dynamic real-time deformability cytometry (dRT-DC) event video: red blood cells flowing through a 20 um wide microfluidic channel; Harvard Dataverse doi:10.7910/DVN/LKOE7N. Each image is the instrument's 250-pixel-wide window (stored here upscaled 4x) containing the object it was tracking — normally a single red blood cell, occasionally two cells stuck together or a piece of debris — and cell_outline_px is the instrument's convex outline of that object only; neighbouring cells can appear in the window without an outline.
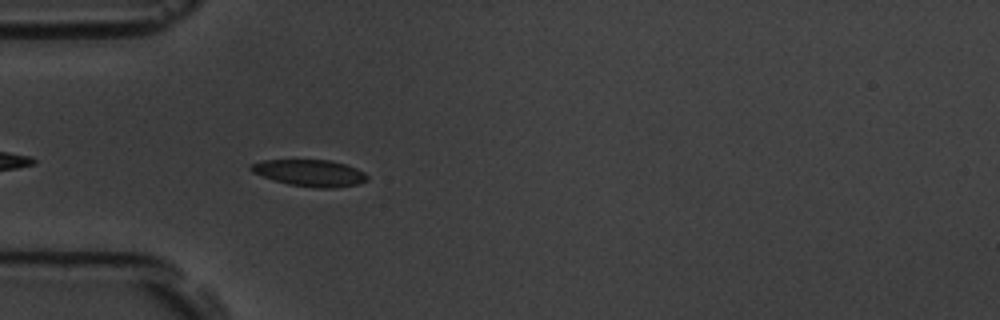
{"species": "common noctule bat (a hibernating species)", "species_latin": "Nyctalus noctula", "temperature_condition": "room temperature", "stored_images_in_passage": 1, "camera_frame_rate_fps": 3000, "um_per_image_px": 0.085, "animal": {"sex": "male", "body_mass_g": 19.5, "forearm_length_mm": 54.6}, "frame": {"image": 1, "passage_image": 1, "time_ms": 0.0, "image_size_px": [1000, 320], "cell_outline_px": [[368, 180], [356, 184], [332, 188], [316, 188], [288, 184], [252, 172], [248, 168], [252, 164], [264, 160], [332, 160], [356, 168], [364, 172], [368, 176]], "centroid_in_image_um": [26.36, 14.7], "position_along_channel_um": 58.6, "area_um2": 17.86}}